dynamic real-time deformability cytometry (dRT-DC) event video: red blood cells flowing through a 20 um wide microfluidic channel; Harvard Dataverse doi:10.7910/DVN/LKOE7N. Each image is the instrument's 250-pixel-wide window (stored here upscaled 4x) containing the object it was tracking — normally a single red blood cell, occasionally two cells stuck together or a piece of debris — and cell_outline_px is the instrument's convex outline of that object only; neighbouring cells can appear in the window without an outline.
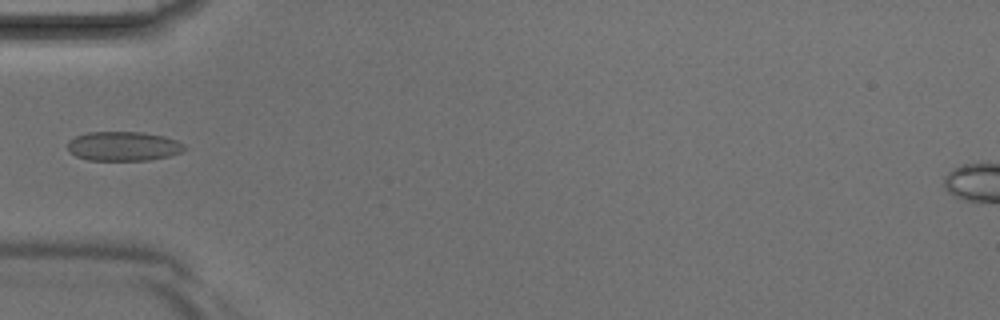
{"species": "Egyptian fruit bat (a non-hibernating species)", "species_latin": "Rousettus aegyptiacus", "temperature_condition": "room temperature", "stored_images_in_passage": 4, "camera_frame_rate_fps": 3000, "um_per_image_px": 0.085, "animal": {"sex": "male"}, "frame": {"image": 1, "passage_image": 4, "time_ms": 1.0, "image_size_px": [1000, 320], "cell_outline_px": [[188, 148], [180, 152], [168, 156], [148, 160], [88, 160], [76, 156], [68, 152], [68, 140], [76, 136], [88, 132], [144, 132], [164, 136], [176, 140], [184, 144]], "centroid_in_image_um": [10.48, 12.42], "position_along_channel_um": 74.5, "area_um2": 20.06}}